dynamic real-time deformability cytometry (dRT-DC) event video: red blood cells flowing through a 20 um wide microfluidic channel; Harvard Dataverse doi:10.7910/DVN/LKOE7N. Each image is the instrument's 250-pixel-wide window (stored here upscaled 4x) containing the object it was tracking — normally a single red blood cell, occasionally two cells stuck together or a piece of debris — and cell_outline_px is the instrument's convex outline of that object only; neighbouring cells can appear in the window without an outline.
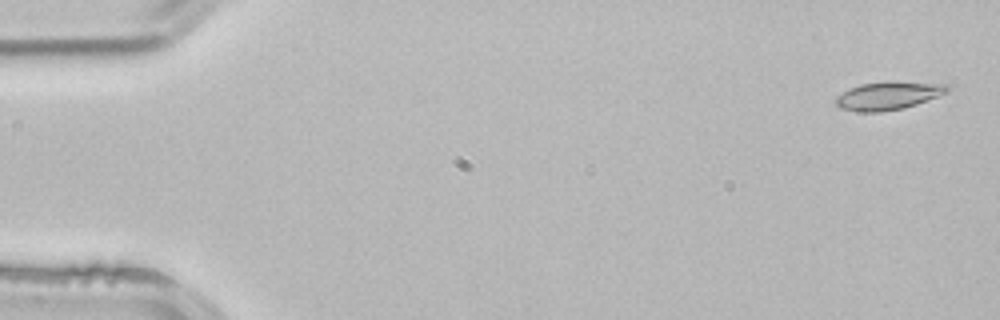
{"species": "common noctule bat (a hibernating species)", "species_latin": "Nyctalus noctula", "temperature_condition": "room temperature", "stored_images_in_passage": 52, "camera_frame_rate_fps": 3000, "um_per_image_px": 0.085, "animal": {"sex": "male", "body_mass_g": 21.5, "forearm_length_mm": 52.0}, "frame": {"image": 1, "passage_image": 2, "time_ms": 0.333, "image_size_px": [1000, 320], "cell_outline_px": [[948, 92], [916, 104], [904, 108], [880, 112], [856, 112], [840, 108], [836, 104], [836, 96], [848, 88], [860, 84], [944, 84], [948, 88]], "centroid_in_image_um": [75.38, 8.2], "position_along_channel_um": 9.6, "area_um2": 17.22}}
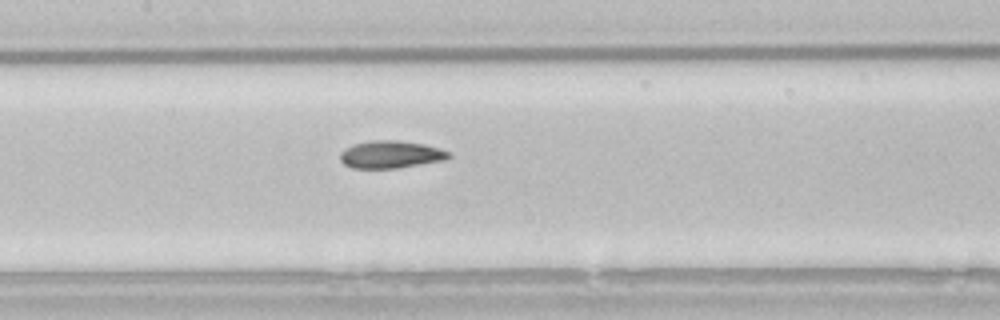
{"frame": {"image": 2, "passage_image": 25, "time_ms": 8.0, "image_size_px": [1000, 320], "cell_outline_px": [[452, 156], [448, 160], [396, 168], [352, 168], [344, 164], [340, 160], [340, 152], [344, 148], [352, 144], [372, 140], [396, 140], [424, 144], [440, 148], [448, 152]], "centroid_in_image_um": [33.21, 13.13], "position_along_channel_um": 174.2, "area_um2": 17.57}}
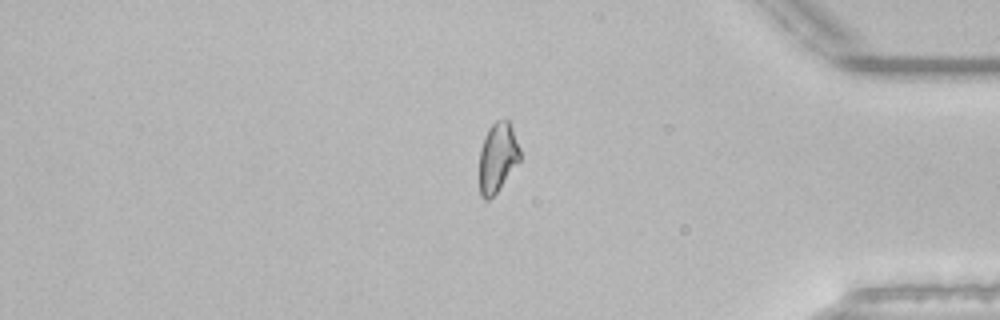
{"frame": {"image": 3, "passage_image": 44, "time_ms": 14.333, "image_size_px": [1000, 320], "cell_outline_px": [[520, 160], [496, 192], [488, 200], [484, 200], [480, 196], [480, 148], [484, 136], [488, 128], [496, 120], [508, 120], [512, 128], [520, 148]], "centroid_in_image_um": [42.28, 13.36], "position_along_channel_um": 392.9, "area_um2": 16.3}, "authors_computed_cell_mechanics": {"area_um2": 17.5712, "velocity_mm_per_s": 3.8904, "shape_relaxation_time_tau1_ms": null, "shape_relaxation_time_tau2_ms": 2.6592, "deformation_change_tau1": null, "deformation_change_tau2": 0.0738}}